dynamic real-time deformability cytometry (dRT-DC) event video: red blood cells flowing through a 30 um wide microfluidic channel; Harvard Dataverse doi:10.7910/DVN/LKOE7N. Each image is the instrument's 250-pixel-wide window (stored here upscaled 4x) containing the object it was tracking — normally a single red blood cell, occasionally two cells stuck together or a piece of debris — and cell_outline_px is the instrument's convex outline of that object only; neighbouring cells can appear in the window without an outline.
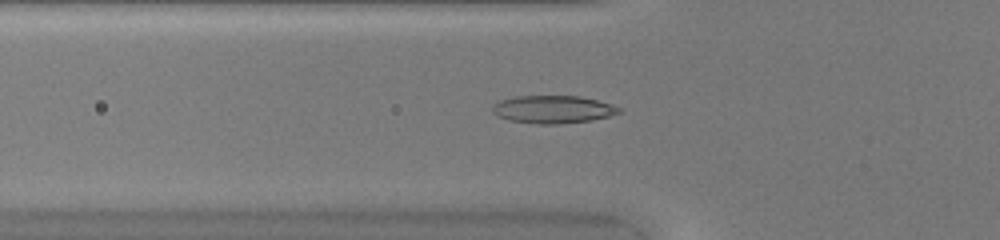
{"species": "common noctule bat (a hibernating species)", "species_latin": "Nyctalus noctula", "temperature_condition": "warm", "stored_images_in_passage": 51, "camera_frame_rate_fps": 3000, "um_per_image_px": 0.085, "animal": {"sex": "female", "body_mass_g": 20.0, "forearm_length_mm": 54.0}, "frame": {"image": 1, "passage_image": 19, "time_ms": 6.0, "image_size_px": [1000, 240], "cell_outline_px": [[624, 112], [592, 120], [560, 124], [540, 124], [508, 120], [496, 116], [492, 112], [492, 104], [500, 100], [516, 96], [580, 96], [612, 104], [624, 108]], "centroid_in_image_um": [47.02, 9.3], "position_along_channel_um": 78.8, "area_um2": 20.75}}
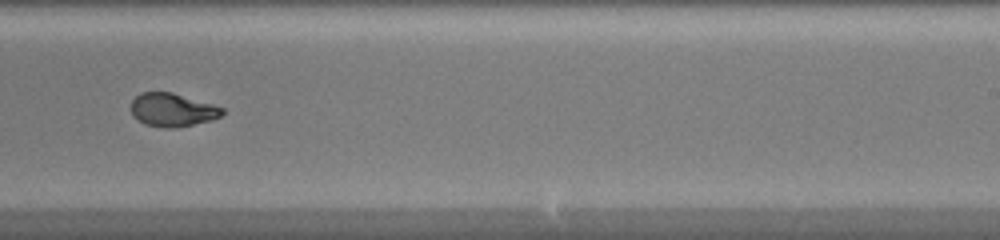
{"frame": {"image": 2, "passage_image": 33, "time_ms": 10.667, "image_size_px": [1000, 240], "cell_outline_px": [[224, 112], [220, 116], [212, 120], [176, 128], [164, 128], [144, 124], [132, 116], [132, 100], [140, 92], [172, 92], [212, 104], [224, 108]], "centroid_in_image_um": [14.65, 9.35], "position_along_channel_um": 274.4, "area_um2": 17.74}}
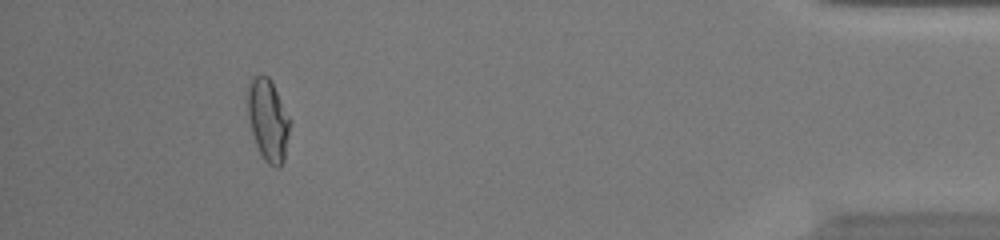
{"frame": {"image": 3, "passage_image": 47, "time_ms": 15.333, "image_size_px": [1000, 240], "cell_outline_px": [[292, 120], [284, 160], [280, 168], [276, 168], [268, 164], [264, 160], [256, 144], [252, 132], [248, 116], [244, 96], [248, 80], [252, 76], [268, 76]], "centroid_in_image_um": [22.76, 10.18], "position_along_channel_um": 412.4, "area_um2": 20.81}, "authors_computed_cell_mechanics": {"area_um2": 19.363, "velocity_mm_per_s": 4.1812, "shape_relaxation_time_tau1_ms": 4.9528, "shape_relaxation_time_tau2_ms": 0.864, "deformation_change_tau1": 0.2185, "deformation_change_tau2": 0.0558}}